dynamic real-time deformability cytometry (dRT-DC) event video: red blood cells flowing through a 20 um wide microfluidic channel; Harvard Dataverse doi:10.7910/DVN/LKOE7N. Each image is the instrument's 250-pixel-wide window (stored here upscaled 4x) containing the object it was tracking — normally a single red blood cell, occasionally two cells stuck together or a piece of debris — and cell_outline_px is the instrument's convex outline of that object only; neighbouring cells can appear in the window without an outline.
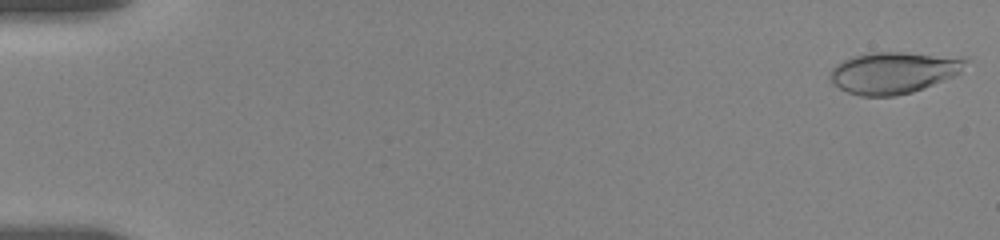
{"species": "human", "species_latin": "Homo sapiens", "temperature_condition": "room temperature", "stored_images_in_passage": 55, "camera_frame_rate_fps": 3000, "um_per_image_px": 0.085, "donor": {"sex": "female"}, "frame": {"image": 1, "passage_image": 1, "time_ms": 0.0, "image_size_px": [1000, 240], "cell_outline_px": [[968, 60], [960, 72], [956, 76], [912, 92], [896, 96], [860, 96], [848, 92], [832, 84], [828, 80], [828, 76], [832, 68], [836, 64], [852, 56], [868, 52], [908, 52], [964, 56]], "centroid_in_image_um": [75.96, 6.16], "position_along_channel_um": 9.0, "area_um2": 33.47}}
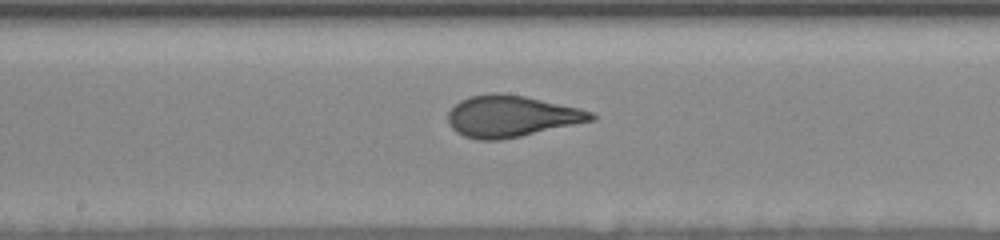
{"frame": {"image": 2, "passage_image": 30, "time_ms": 9.667, "image_size_px": [1000, 240], "cell_outline_px": [[596, 120], [520, 136], [500, 140], [476, 140], [464, 136], [456, 132], [448, 124], [448, 112], [460, 100], [468, 96], [492, 92], [500, 92], [524, 96], [580, 108], [592, 112], [596, 116]], "centroid_in_image_um": [43.44, 9.88], "position_along_channel_um": 204.8, "area_um2": 34.74}}
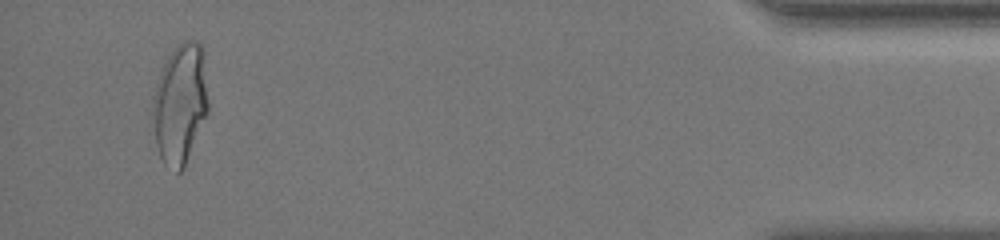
{"frame": {"image": 3, "passage_image": 53, "time_ms": 17.333, "image_size_px": [1000, 240], "cell_outline_px": [[208, 112], [184, 168], [180, 172], [176, 172], [164, 164], [160, 156], [156, 144], [152, 104], [152, 96], [160, 72], [172, 48], [184, 40], [196, 40], [204, 48], [208, 100]], "centroid_in_image_um": [15.32, 8.78], "position_along_channel_um": 419.9, "area_um2": 39.25}, "authors_computed_cell_mechanics": {"area_um2": 33.7552, "velocity_mm_per_s": 3.6446, "shape_relaxation_time_tau1_ms": 4.736, "shape_relaxation_time_tau2_ms": null, "deformation_change_tau1": 0.1788, "deformation_change_tau2": null}}